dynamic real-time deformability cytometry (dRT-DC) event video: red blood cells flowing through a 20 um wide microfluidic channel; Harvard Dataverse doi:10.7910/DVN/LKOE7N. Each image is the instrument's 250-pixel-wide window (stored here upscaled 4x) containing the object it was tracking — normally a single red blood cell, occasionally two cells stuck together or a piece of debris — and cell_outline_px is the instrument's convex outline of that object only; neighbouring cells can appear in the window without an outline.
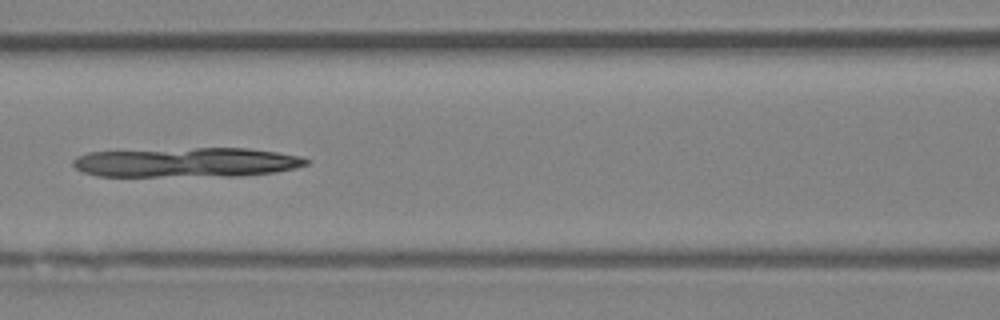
{"species": "Egyptian fruit bat (a non-hibernating species)", "species_latin": "Rousettus aegyptiacus", "temperature_condition": "room temperature", "stored_images_in_passage": 5, "camera_frame_rate_fps": 3000, "um_per_image_px": 0.085, "animal": {"sex": "female"}, "frame": {"image": 1, "passage_image": 5, "time_ms": 4.333, "image_size_px": [1000, 320], "cell_outline_px": [[312, 160], [308, 164], [296, 168], [276, 172], [240, 176], [96, 176], [84, 172], [76, 168], [72, 164], [72, 160], [76, 156], [88, 152], [196, 148], [248, 148], [276, 152], [300, 156]], "centroid_in_image_um": [15.89, 13.81], "position_along_channel_um": 150.7, "area_um2": 40.4}}